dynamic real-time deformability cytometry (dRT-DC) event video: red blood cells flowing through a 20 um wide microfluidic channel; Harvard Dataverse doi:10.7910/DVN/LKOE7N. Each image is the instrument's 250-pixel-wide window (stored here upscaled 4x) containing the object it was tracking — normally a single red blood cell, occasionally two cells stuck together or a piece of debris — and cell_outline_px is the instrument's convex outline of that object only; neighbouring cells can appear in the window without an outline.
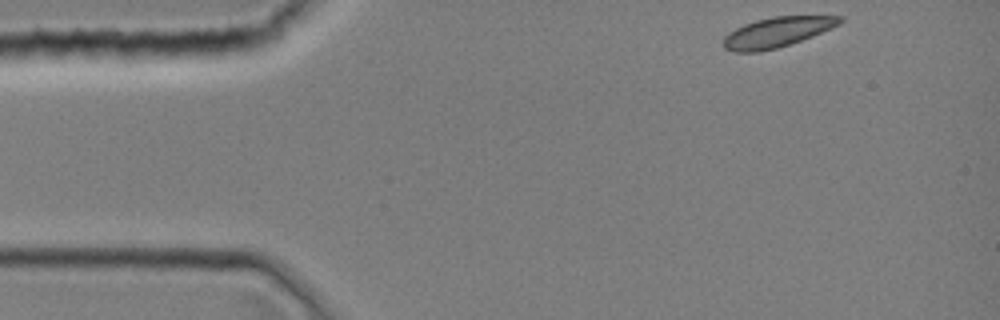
{"species": "common noctule bat (a hibernating species)", "species_latin": "Nyctalus noctula", "temperature_condition": "room temperature", "stored_images_in_passage": 8, "camera_frame_rate_fps": 3000, "um_per_image_px": 0.085, "animal": {"sex": "female", "body_mass_g": 19.0, "forearm_length_mm": 51.5}, "frame": {"image": 1, "passage_image": 1, "time_ms": 0.0, "image_size_px": [1000, 320], "cell_outline_px": [[844, 20], [840, 24], [832, 28], [812, 36], [776, 48], [760, 52], [732, 52], [724, 48], [724, 36], [728, 32], [744, 24], [756, 20], [772, 16], [844, 16]], "centroid_in_image_um": [66.04, 2.73], "position_along_channel_um": 19.0, "area_um2": 20.35}}
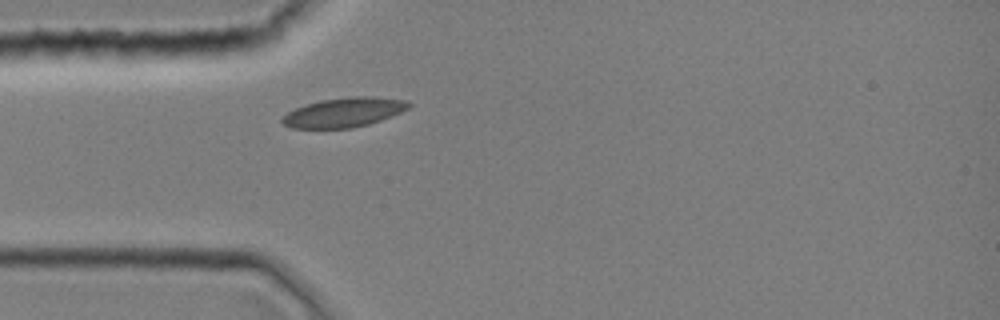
{"frame": {"image": 2, "passage_image": 8, "time_ms": 2.333, "image_size_px": [1000, 320], "cell_outline_px": [[412, 104], [408, 108], [400, 112], [380, 120], [368, 124], [352, 128], [292, 128], [284, 124], [280, 120], [288, 112], [296, 108], [320, 100], [348, 96], [372, 96], [408, 100]], "centroid_in_image_um": [29.26, 9.54], "position_along_channel_um": 55.7, "area_um2": 21.62}}